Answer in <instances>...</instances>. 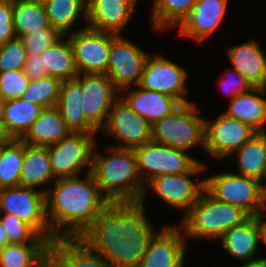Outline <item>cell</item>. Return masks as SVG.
I'll return each mask as SVG.
<instances>
[{"label": "cell", "mask_w": 266, "mask_h": 267, "mask_svg": "<svg viewBox=\"0 0 266 267\" xmlns=\"http://www.w3.org/2000/svg\"><path fill=\"white\" fill-rule=\"evenodd\" d=\"M11 138L5 132V129L0 125V146L5 145Z\"/></svg>", "instance_id": "cell-45"}, {"label": "cell", "mask_w": 266, "mask_h": 267, "mask_svg": "<svg viewBox=\"0 0 266 267\" xmlns=\"http://www.w3.org/2000/svg\"><path fill=\"white\" fill-rule=\"evenodd\" d=\"M50 243L6 244L0 254V267H46Z\"/></svg>", "instance_id": "cell-30"}, {"label": "cell", "mask_w": 266, "mask_h": 267, "mask_svg": "<svg viewBox=\"0 0 266 267\" xmlns=\"http://www.w3.org/2000/svg\"><path fill=\"white\" fill-rule=\"evenodd\" d=\"M206 164L198 161L188 172L179 174H164L150 180L144 188L139 202H145L147 193H153L174 209L183 211V216L192 208L200 194L205 189L204 179L192 180L191 177L203 174Z\"/></svg>", "instance_id": "cell-7"}, {"label": "cell", "mask_w": 266, "mask_h": 267, "mask_svg": "<svg viewBox=\"0 0 266 267\" xmlns=\"http://www.w3.org/2000/svg\"><path fill=\"white\" fill-rule=\"evenodd\" d=\"M0 209L30 225L50 243L55 239L46 217L43 189L22 186L0 189Z\"/></svg>", "instance_id": "cell-8"}, {"label": "cell", "mask_w": 266, "mask_h": 267, "mask_svg": "<svg viewBox=\"0 0 266 267\" xmlns=\"http://www.w3.org/2000/svg\"><path fill=\"white\" fill-rule=\"evenodd\" d=\"M26 76L31 80H38L40 78L46 77V66H43L42 57L40 54H27V58L24 64V69Z\"/></svg>", "instance_id": "cell-43"}, {"label": "cell", "mask_w": 266, "mask_h": 267, "mask_svg": "<svg viewBox=\"0 0 266 267\" xmlns=\"http://www.w3.org/2000/svg\"><path fill=\"white\" fill-rule=\"evenodd\" d=\"M183 229L167 224L151 239L139 267H184L188 245Z\"/></svg>", "instance_id": "cell-17"}, {"label": "cell", "mask_w": 266, "mask_h": 267, "mask_svg": "<svg viewBox=\"0 0 266 267\" xmlns=\"http://www.w3.org/2000/svg\"><path fill=\"white\" fill-rule=\"evenodd\" d=\"M151 127L146 119L134 112L119 96L113 103L107 122L100 132L119 141L111 147L135 149L152 141Z\"/></svg>", "instance_id": "cell-12"}, {"label": "cell", "mask_w": 266, "mask_h": 267, "mask_svg": "<svg viewBox=\"0 0 266 267\" xmlns=\"http://www.w3.org/2000/svg\"><path fill=\"white\" fill-rule=\"evenodd\" d=\"M230 71V73H229ZM225 75L220 76V88L229 96L230 101L238 94L249 91L253 88L252 84L243 78L237 70L230 68L225 71ZM222 77V78H221Z\"/></svg>", "instance_id": "cell-41"}, {"label": "cell", "mask_w": 266, "mask_h": 267, "mask_svg": "<svg viewBox=\"0 0 266 267\" xmlns=\"http://www.w3.org/2000/svg\"><path fill=\"white\" fill-rule=\"evenodd\" d=\"M63 35L54 28H42L20 37L27 54H41L46 48L55 44Z\"/></svg>", "instance_id": "cell-40"}, {"label": "cell", "mask_w": 266, "mask_h": 267, "mask_svg": "<svg viewBox=\"0 0 266 267\" xmlns=\"http://www.w3.org/2000/svg\"><path fill=\"white\" fill-rule=\"evenodd\" d=\"M1 216H2V211H1V209H0V220H1Z\"/></svg>", "instance_id": "cell-53"}, {"label": "cell", "mask_w": 266, "mask_h": 267, "mask_svg": "<svg viewBox=\"0 0 266 267\" xmlns=\"http://www.w3.org/2000/svg\"><path fill=\"white\" fill-rule=\"evenodd\" d=\"M231 67L253 87L266 85V53L255 39L226 50Z\"/></svg>", "instance_id": "cell-22"}, {"label": "cell", "mask_w": 266, "mask_h": 267, "mask_svg": "<svg viewBox=\"0 0 266 267\" xmlns=\"http://www.w3.org/2000/svg\"><path fill=\"white\" fill-rule=\"evenodd\" d=\"M187 69L160 54L147 57L139 86L144 90L157 91L178 99L181 103L192 102L187 99Z\"/></svg>", "instance_id": "cell-14"}, {"label": "cell", "mask_w": 266, "mask_h": 267, "mask_svg": "<svg viewBox=\"0 0 266 267\" xmlns=\"http://www.w3.org/2000/svg\"><path fill=\"white\" fill-rule=\"evenodd\" d=\"M61 84V79L52 76L31 80L20 98L43 108L54 107L58 103Z\"/></svg>", "instance_id": "cell-36"}, {"label": "cell", "mask_w": 266, "mask_h": 267, "mask_svg": "<svg viewBox=\"0 0 266 267\" xmlns=\"http://www.w3.org/2000/svg\"><path fill=\"white\" fill-rule=\"evenodd\" d=\"M72 32V33H71ZM67 36L74 55L75 66L79 74H106L111 33L93 30L87 25L70 31Z\"/></svg>", "instance_id": "cell-13"}, {"label": "cell", "mask_w": 266, "mask_h": 267, "mask_svg": "<svg viewBox=\"0 0 266 267\" xmlns=\"http://www.w3.org/2000/svg\"><path fill=\"white\" fill-rule=\"evenodd\" d=\"M51 267H113L80 238H56L50 243Z\"/></svg>", "instance_id": "cell-20"}, {"label": "cell", "mask_w": 266, "mask_h": 267, "mask_svg": "<svg viewBox=\"0 0 266 267\" xmlns=\"http://www.w3.org/2000/svg\"><path fill=\"white\" fill-rule=\"evenodd\" d=\"M256 133L250 125L222 112L215 120L205 119L204 150L214 159H229Z\"/></svg>", "instance_id": "cell-15"}, {"label": "cell", "mask_w": 266, "mask_h": 267, "mask_svg": "<svg viewBox=\"0 0 266 267\" xmlns=\"http://www.w3.org/2000/svg\"><path fill=\"white\" fill-rule=\"evenodd\" d=\"M137 170L144 186L153 178L164 174L188 172L198 161L182 149H176L153 141L134 149Z\"/></svg>", "instance_id": "cell-10"}, {"label": "cell", "mask_w": 266, "mask_h": 267, "mask_svg": "<svg viewBox=\"0 0 266 267\" xmlns=\"http://www.w3.org/2000/svg\"><path fill=\"white\" fill-rule=\"evenodd\" d=\"M71 132L59 109L54 106L44 108L20 140L28 145L47 147L58 143Z\"/></svg>", "instance_id": "cell-25"}, {"label": "cell", "mask_w": 266, "mask_h": 267, "mask_svg": "<svg viewBox=\"0 0 266 267\" xmlns=\"http://www.w3.org/2000/svg\"><path fill=\"white\" fill-rule=\"evenodd\" d=\"M138 0H86L87 27L121 34L136 9Z\"/></svg>", "instance_id": "cell-18"}, {"label": "cell", "mask_w": 266, "mask_h": 267, "mask_svg": "<svg viewBox=\"0 0 266 267\" xmlns=\"http://www.w3.org/2000/svg\"><path fill=\"white\" fill-rule=\"evenodd\" d=\"M44 108L21 98L4 101V119L2 126L11 139H20Z\"/></svg>", "instance_id": "cell-29"}, {"label": "cell", "mask_w": 266, "mask_h": 267, "mask_svg": "<svg viewBox=\"0 0 266 267\" xmlns=\"http://www.w3.org/2000/svg\"><path fill=\"white\" fill-rule=\"evenodd\" d=\"M84 178H58L53 186L43 188L46 217L55 239L79 238L110 204L91 171Z\"/></svg>", "instance_id": "cell-2"}, {"label": "cell", "mask_w": 266, "mask_h": 267, "mask_svg": "<svg viewBox=\"0 0 266 267\" xmlns=\"http://www.w3.org/2000/svg\"><path fill=\"white\" fill-rule=\"evenodd\" d=\"M197 0H154L151 23L154 30L166 31L179 26Z\"/></svg>", "instance_id": "cell-34"}, {"label": "cell", "mask_w": 266, "mask_h": 267, "mask_svg": "<svg viewBox=\"0 0 266 267\" xmlns=\"http://www.w3.org/2000/svg\"><path fill=\"white\" fill-rule=\"evenodd\" d=\"M9 243H50L41 237L30 225L19 220L15 215L2 213L0 220Z\"/></svg>", "instance_id": "cell-37"}, {"label": "cell", "mask_w": 266, "mask_h": 267, "mask_svg": "<svg viewBox=\"0 0 266 267\" xmlns=\"http://www.w3.org/2000/svg\"><path fill=\"white\" fill-rule=\"evenodd\" d=\"M93 149L92 168L102 195L110 203H136L142 198L144 184L137 170L134 149L108 147L110 155Z\"/></svg>", "instance_id": "cell-3"}, {"label": "cell", "mask_w": 266, "mask_h": 267, "mask_svg": "<svg viewBox=\"0 0 266 267\" xmlns=\"http://www.w3.org/2000/svg\"><path fill=\"white\" fill-rule=\"evenodd\" d=\"M12 17L13 0H0V46L16 38Z\"/></svg>", "instance_id": "cell-42"}, {"label": "cell", "mask_w": 266, "mask_h": 267, "mask_svg": "<svg viewBox=\"0 0 266 267\" xmlns=\"http://www.w3.org/2000/svg\"><path fill=\"white\" fill-rule=\"evenodd\" d=\"M4 119V100L0 98V125H2Z\"/></svg>", "instance_id": "cell-48"}, {"label": "cell", "mask_w": 266, "mask_h": 267, "mask_svg": "<svg viewBox=\"0 0 266 267\" xmlns=\"http://www.w3.org/2000/svg\"><path fill=\"white\" fill-rule=\"evenodd\" d=\"M120 95L134 112L151 125L172 113L182 104L174 97L157 91L144 90L139 85L137 88L134 86L131 90L129 88L122 90Z\"/></svg>", "instance_id": "cell-23"}, {"label": "cell", "mask_w": 266, "mask_h": 267, "mask_svg": "<svg viewBox=\"0 0 266 267\" xmlns=\"http://www.w3.org/2000/svg\"><path fill=\"white\" fill-rule=\"evenodd\" d=\"M55 181L47 147L24 143V159L20 174V186L37 187Z\"/></svg>", "instance_id": "cell-28"}, {"label": "cell", "mask_w": 266, "mask_h": 267, "mask_svg": "<svg viewBox=\"0 0 266 267\" xmlns=\"http://www.w3.org/2000/svg\"><path fill=\"white\" fill-rule=\"evenodd\" d=\"M44 6L50 26L63 36L70 34L81 16L87 22L86 0H51Z\"/></svg>", "instance_id": "cell-32"}, {"label": "cell", "mask_w": 266, "mask_h": 267, "mask_svg": "<svg viewBox=\"0 0 266 267\" xmlns=\"http://www.w3.org/2000/svg\"><path fill=\"white\" fill-rule=\"evenodd\" d=\"M96 135L97 133L71 132L58 143L47 146L56 179L77 176L85 167L88 172L91 171Z\"/></svg>", "instance_id": "cell-9"}, {"label": "cell", "mask_w": 266, "mask_h": 267, "mask_svg": "<svg viewBox=\"0 0 266 267\" xmlns=\"http://www.w3.org/2000/svg\"><path fill=\"white\" fill-rule=\"evenodd\" d=\"M249 217L242 208L218 201L204 189L196 203L180 220L179 227L183 229L186 240L206 238L215 241Z\"/></svg>", "instance_id": "cell-4"}, {"label": "cell", "mask_w": 266, "mask_h": 267, "mask_svg": "<svg viewBox=\"0 0 266 267\" xmlns=\"http://www.w3.org/2000/svg\"><path fill=\"white\" fill-rule=\"evenodd\" d=\"M23 159L24 142L20 139H10L2 146L0 189L20 186Z\"/></svg>", "instance_id": "cell-35"}, {"label": "cell", "mask_w": 266, "mask_h": 267, "mask_svg": "<svg viewBox=\"0 0 266 267\" xmlns=\"http://www.w3.org/2000/svg\"><path fill=\"white\" fill-rule=\"evenodd\" d=\"M263 180L264 181H262V182H264V184H261V186H262V194H263L264 201L266 203V174H265V177H264Z\"/></svg>", "instance_id": "cell-49"}, {"label": "cell", "mask_w": 266, "mask_h": 267, "mask_svg": "<svg viewBox=\"0 0 266 267\" xmlns=\"http://www.w3.org/2000/svg\"><path fill=\"white\" fill-rule=\"evenodd\" d=\"M3 246L0 244V254L2 253Z\"/></svg>", "instance_id": "cell-52"}, {"label": "cell", "mask_w": 266, "mask_h": 267, "mask_svg": "<svg viewBox=\"0 0 266 267\" xmlns=\"http://www.w3.org/2000/svg\"><path fill=\"white\" fill-rule=\"evenodd\" d=\"M219 241L226 253L238 261L243 262L256 258L258 245L263 242L260 216H250L240 225L226 231Z\"/></svg>", "instance_id": "cell-21"}, {"label": "cell", "mask_w": 266, "mask_h": 267, "mask_svg": "<svg viewBox=\"0 0 266 267\" xmlns=\"http://www.w3.org/2000/svg\"><path fill=\"white\" fill-rule=\"evenodd\" d=\"M198 113L195 103H182L152 125V141L185 151L197 145L204 151L205 119Z\"/></svg>", "instance_id": "cell-5"}, {"label": "cell", "mask_w": 266, "mask_h": 267, "mask_svg": "<svg viewBox=\"0 0 266 267\" xmlns=\"http://www.w3.org/2000/svg\"><path fill=\"white\" fill-rule=\"evenodd\" d=\"M239 267H266V257L243 261V264Z\"/></svg>", "instance_id": "cell-44"}, {"label": "cell", "mask_w": 266, "mask_h": 267, "mask_svg": "<svg viewBox=\"0 0 266 267\" xmlns=\"http://www.w3.org/2000/svg\"><path fill=\"white\" fill-rule=\"evenodd\" d=\"M74 79L81 86L84 116L100 132L120 92L106 74H78Z\"/></svg>", "instance_id": "cell-16"}, {"label": "cell", "mask_w": 266, "mask_h": 267, "mask_svg": "<svg viewBox=\"0 0 266 267\" xmlns=\"http://www.w3.org/2000/svg\"><path fill=\"white\" fill-rule=\"evenodd\" d=\"M266 217V211H264L261 215H260V220L262 223V227H263V244H265L266 246V219L263 220V218Z\"/></svg>", "instance_id": "cell-47"}, {"label": "cell", "mask_w": 266, "mask_h": 267, "mask_svg": "<svg viewBox=\"0 0 266 267\" xmlns=\"http://www.w3.org/2000/svg\"><path fill=\"white\" fill-rule=\"evenodd\" d=\"M13 26L16 37L50 26L45 6L34 0H13Z\"/></svg>", "instance_id": "cell-33"}, {"label": "cell", "mask_w": 266, "mask_h": 267, "mask_svg": "<svg viewBox=\"0 0 266 267\" xmlns=\"http://www.w3.org/2000/svg\"><path fill=\"white\" fill-rule=\"evenodd\" d=\"M0 244L4 247L6 244H8V238L5 233V229L3 228L1 222H0Z\"/></svg>", "instance_id": "cell-46"}, {"label": "cell", "mask_w": 266, "mask_h": 267, "mask_svg": "<svg viewBox=\"0 0 266 267\" xmlns=\"http://www.w3.org/2000/svg\"><path fill=\"white\" fill-rule=\"evenodd\" d=\"M29 82L23 70L0 72V98L4 101L20 98Z\"/></svg>", "instance_id": "cell-39"}, {"label": "cell", "mask_w": 266, "mask_h": 267, "mask_svg": "<svg viewBox=\"0 0 266 267\" xmlns=\"http://www.w3.org/2000/svg\"><path fill=\"white\" fill-rule=\"evenodd\" d=\"M27 51L18 37L0 46V72L23 70Z\"/></svg>", "instance_id": "cell-38"}, {"label": "cell", "mask_w": 266, "mask_h": 267, "mask_svg": "<svg viewBox=\"0 0 266 267\" xmlns=\"http://www.w3.org/2000/svg\"><path fill=\"white\" fill-rule=\"evenodd\" d=\"M1 157H2V146H0V160H1Z\"/></svg>", "instance_id": "cell-51"}, {"label": "cell", "mask_w": 266, "mask_h": 267, "mask_svg": "<svg viewBox=\"0 0 266 267\" xmlns=\"http://www.w3.org/2000/svg\"><path fill=\"white\" fill-rule=\"evenodd\" d=\"M34 1H37V2H39V3L44 5L45 3H47V2H49L51 0H34Z\"/></svg>", "instance_id": "cell-50"}, {"label": "cell", "mask_w": 266, "mask_h": 267, "mask_svg": "<svg viewBox=\"0 0 266 267\" xmlns=\"http://www.w3.org/2000/svg\"><path fill=\"white\" fill-rule=\"evenodd\" d=\"M266 89L253 87L247 92L236 95L225 111L228 117L250 125L257 132H266Z\"/></svg>", "instance_id": "cell-24"}, {"label": "cell", "mask_w": 266, "mask_h": 267, "mask_svg": "<svg viewBox=\"0 0 266 267\" xmlns=\"http://www.w3.org/2000/svg\"><path fill=\"white\" fill-rule=\"evenodd\" d=\"M205 190L216 200L242 208L250 216H260L266 210L261 182L224 171L204 178Z\"/></svg>", "instance_id": "cell-6"}, {"label": "cell", "mask_w": 266, "mask_h": 267, "mask_svg": "<svg viewBox=\"0 0 266 267\" xmlns=\"http://www.w3.org/2000/svg\"><path fill=\"white\" fill-rule=\"evenodd\" d=\"M148 52L122 34L111 33V48L106 75L114 87L121 92L139 85Z\"/></svg>", "instance_id": "cell-11"}, {"label": "cell", "mask_w": 266, "mask_h": 267, "mask_svg": "<svg viewBox=\"0 0 266 267\" xmlns=\"http://www.w3.org/2000/svg\"><path fill=\"white\" fill-rule=\"evenodd\" d=\"M56 107L72 132L98 133L82 110V91L75 79L62 81Z\"/></svg>", "instance_id": "cell-26"}, {"label": "cell", "mask_w": 266, "mask_h": 267, "mask_svg": "<svg viewBox=\"0 0 266 267\" xmlns=\"http://www.w3.org/2000/svg\"><path fill=\"white\" fill-rule=\"evenodd\" d=\"M240 175L262 183L266 174V132H257L231 156Z\"/></svg>", "instance_id": "cell-27"}, {"label": "cell", "mask_w": 266, "mask_h": 267, "mask_svg": "<svg viewBox=\"0 0 266 267\" xmlns=\"http://www.w3.org/2000/svg\"><path fill=\"white\" fill-rule=\"evenodd\" d=\"M65 37L63 36L40 54L43 66H46L47 75L62 81L74 79L79 74L75 66L72 46Z\"/></svg>", "instance_id": "cell-31"}, {"label": "cell", "mask_w": 266, "mask_h": 267, "mask_svg": "<svg viewBox=\"0 0 266 267\" xmlns=\"http://www.w3.org/2000/svg\"><path fill=\"white\" fill-rule=\"evenodd\" d=\"M229 0H197L189 15L177 27L179 35L204 42L223 21Z\"/></svg>", "instance_id": "cell-19"}, {"label": "cell", "mask_w": 266, "mask_h": 267, "mask_svg": "<svg viewBox=\"0 0 266 267\" xmlns=\"http://www.w3.org/2000/svg\"><path fill=\"white\" fill-rule=\"evenodd\" d=\"M144 202L110 203L79 237L113 267H139L155 231Z\"/></svg>", "instance_id": "cell-1"}]
</instances>
